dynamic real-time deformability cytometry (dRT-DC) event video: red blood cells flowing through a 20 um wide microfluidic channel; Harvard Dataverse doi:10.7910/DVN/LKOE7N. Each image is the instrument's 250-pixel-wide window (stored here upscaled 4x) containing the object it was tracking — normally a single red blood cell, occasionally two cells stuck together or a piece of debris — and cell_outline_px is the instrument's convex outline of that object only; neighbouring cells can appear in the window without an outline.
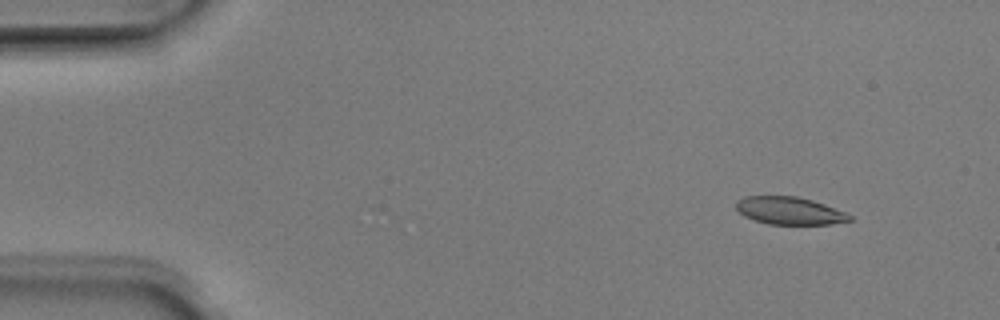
{"species": "Egyptian fruit bat (a non-hibernating species)", "species_latin": "Rousettus aegyptiacus", "temperature_condition": "room temperature", "stored_images_in_passage": 48, "camera_frame_rate_fps": 3000, "um_per_image_px": 0.085, "animal": {"sex": "male"}, "frame": {"image": 1, "passage_image": 2, "time_ms": 0.333, "image_size_px": [1000, 320], "cell_outline_px": [[852, 220], [832, 224], [768, 224], [744, 216], [736, 208], [736, 200], [744, 196], [796, 196], [812, 200], [824, 204], [844, 212], [852, 216]], "centroid_in_image_um": [67.09, 17.91], "position_along_channel_um": 17.9, "area_um2": 18.15}}
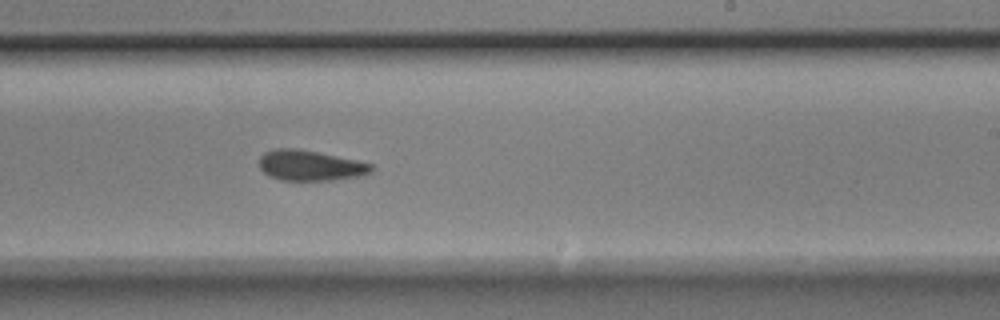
{"frame": {"image": 2, "passage_image": 28, "time_ms": 9.0, "image_size_px": [1000, 320], "cell_outline_px": [[372, 172], [364, 176], [332, 180], [280, 180], [268, 176], [260, 168], [260, 156], [264, 152], [276, 148], [296, 148], [356, 160], [372, 164]], "centroid_in_image_um": [26.36, 14.07], "position_along_channel_um": 262.6, "area_um2": 19.88}}
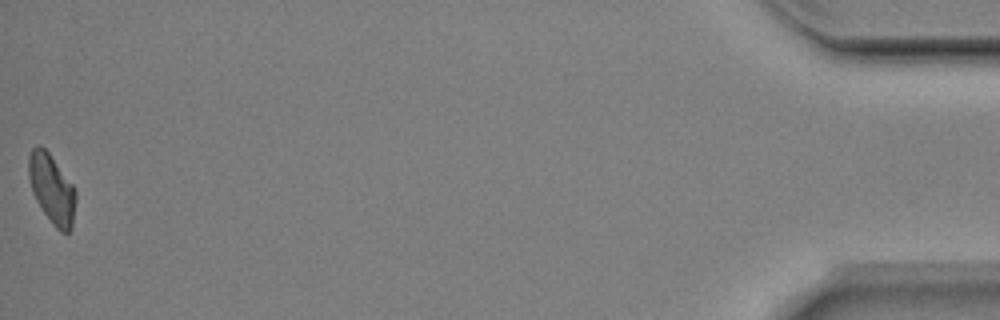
{"frame": {"image": 3, "passage_image": 48, "time_ms": 15.667, "image_size_px": [1000, 320], "cell_outline_px": [[76, 200], [72, 228], [68, 232], [60, 232], [52, 224], [36, 200], [32, 192], [28, 176], [28, 156], [32, 148], [44, 148], [48, 152], [72, 184], [76, 192]], "centroid_in_image_um": [4.41, 16.09], "position_along_channel_um": 430.8, "area_um2": 18.79}, "authors_computed_cell_mechanics": {"area_um2": 19.9988, "velocity_mm_per_s": 3.9682, "shape_relaxation_time_tau1_ms": 4.7338, "shape_relaxation_time_tau2_ms": 3.7908, "deformation_change_tau1": 0.1276, "deformation_change_tau2": 0.1018}}